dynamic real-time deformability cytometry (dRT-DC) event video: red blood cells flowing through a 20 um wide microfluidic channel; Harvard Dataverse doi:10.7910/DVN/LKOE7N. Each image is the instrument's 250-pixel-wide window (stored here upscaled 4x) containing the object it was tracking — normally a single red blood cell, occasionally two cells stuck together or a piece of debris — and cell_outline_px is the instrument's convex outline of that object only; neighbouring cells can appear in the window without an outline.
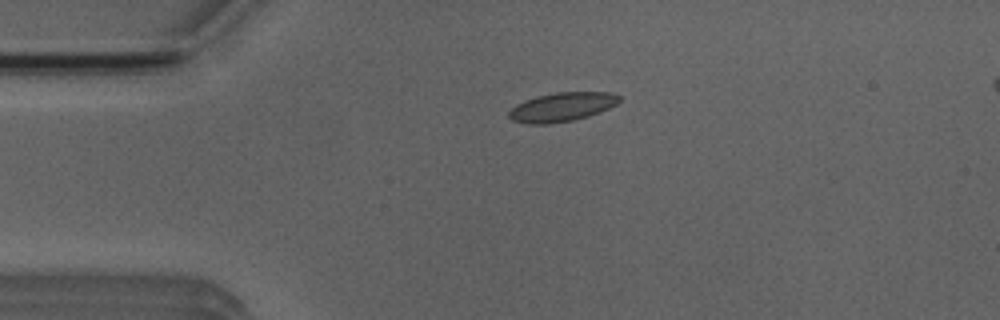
{"species": "Egyptian fruit bat (a non-hibernating species)", "species_latin": "Rousettus aegyptiacus", "temperature_condition": "room temperature", "stored_images_in_passage": 2, "camera_frame_rate_fps": 3000, "um_per_image_px": 0.085, "animal": {"sex": "male"}, "frame": {"image": 1, "passage_image": 1, "time_ms": 0.0, "image_size_px": [1000, 320], "cell_outline_px": [[620, 100], [616, 104], [608, 108], [588, 116], [572, 120], [548, 124], [528, 124], [512, 120], [508, 116], [508, 112], [516, 104], [524, 100], [536, 96], [556, 92], [612, 92], [620, 96]], "centroid_in_image_um": [47.74, 9.08], "position_along_channel_um": 37.3, "area_um2": 18.61}}